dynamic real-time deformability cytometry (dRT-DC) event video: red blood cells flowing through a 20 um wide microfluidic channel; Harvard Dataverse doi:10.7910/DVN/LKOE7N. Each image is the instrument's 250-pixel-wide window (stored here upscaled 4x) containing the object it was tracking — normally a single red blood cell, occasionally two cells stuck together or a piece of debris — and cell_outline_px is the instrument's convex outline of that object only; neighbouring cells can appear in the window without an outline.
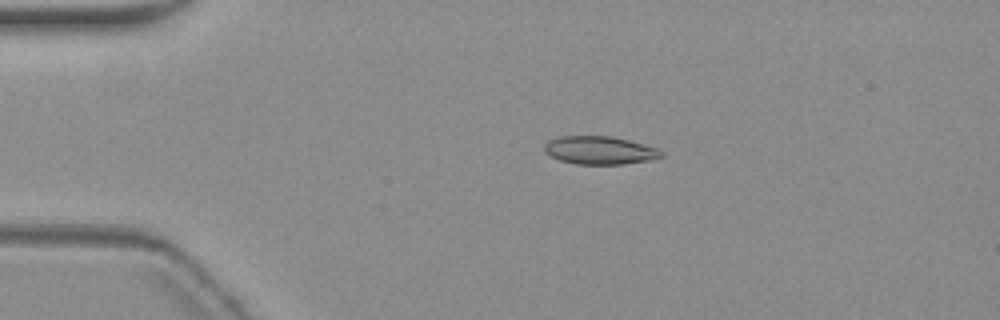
{"species": "common noctule bat (a hibernating species)", "species_latin": "Nyctalus noctula", "temperature_condition": "warm", "stored_images_in_passage": 4, "camera_frame_rate_fps": 3000, "um_per_image_px": 0.085, "animal": {"sex": "female", "body_mass_g": 19.3, "forearm_length_mm": 54.1}, "frame": {"image": 1, "passage_image": 3, "time_ms": 3.333, "image_size_px": [1000, 320], "cell_outline_px": [[664, 156], [652, 160], [624, 164], [576, 164], [560, 160], [548, 156], [544, 152], [544, 144], [548, 140], [560, 136], [612, 136], [644, 144], [656, 148], [664, 152]], "centroid_in_image_um": [50.96, 12.78], "position_along_channel_um": 34.0, "area_um2": 19.36}}